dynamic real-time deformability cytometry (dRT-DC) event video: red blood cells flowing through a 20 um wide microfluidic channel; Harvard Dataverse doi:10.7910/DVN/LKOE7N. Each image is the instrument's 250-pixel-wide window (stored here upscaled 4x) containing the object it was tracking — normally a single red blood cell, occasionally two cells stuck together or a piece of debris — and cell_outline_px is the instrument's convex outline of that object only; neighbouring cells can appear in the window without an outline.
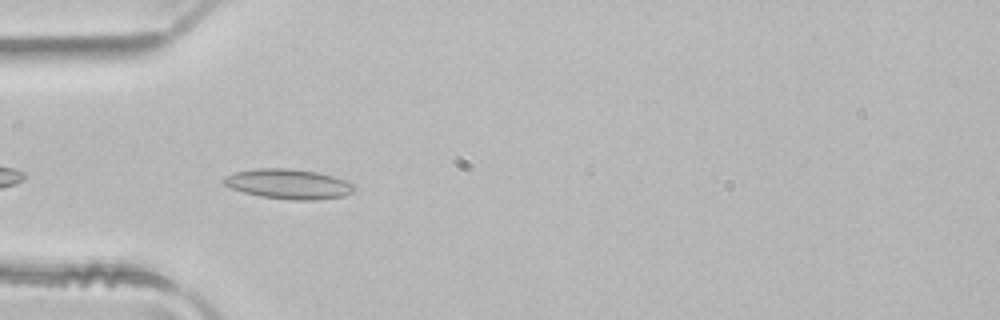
{"species": "common noctule bat (a hibernating species)", "species_latin": "Nyctalus noctula", "temperature_condition": "room temperature", "stored_images_in_passage": 4, "camera_frame_rate_fps": 3000, "um_per_image_px": 0.085, "animal": {"sex": "male", "body_mass_g": 21.5, "forearm_length_mm": 52.0}, "frame": {"image": 1, "passage_image": 3, "time_ms": 0.667, "image_size_px": [1000, 320], "cell_outline_px": [[356, 188], [352, 192], [344, 196], [312, 200], [292, 200], [260, 196], [244, 192], [232, 188], [224, 184], [220, 180], [224, 176], [232, 172], [256, 168], [292, 168], [316, 172], [332, 176], [356, 184]], "centroid_in_image_um": [24.5, 15.63], "position_along_channel_um": 60.5, "area_um2": 22.89}}
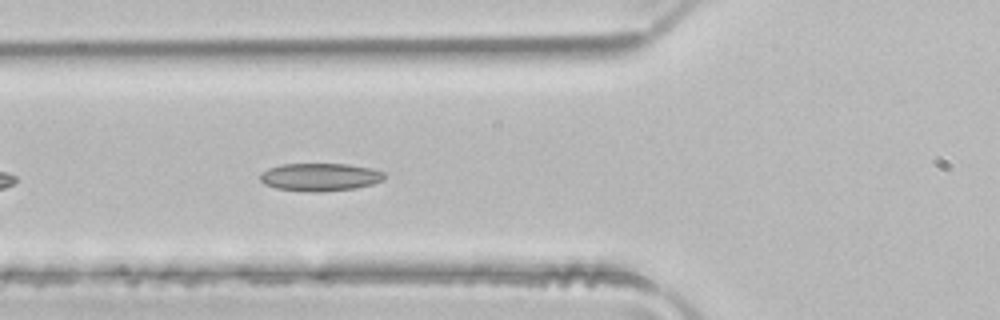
{"frame": {"image": 2, "passage_image": 4, "time_ms": 1.0, "image_size_px": [1000, 320], "cell_outline_px": [[384, 180], [372, 184], [356, 188], [324, 192], [308, 192], [276, 188], [264, 184], [260, 180], [260, 176], [268, 168], [280, 164], [348, 164], [368, 168], [384, 172]], "centroid_in_image_um": [27.19, 15.06], "position_along_channel_um": 98.6, "area_um2": 20.17}}